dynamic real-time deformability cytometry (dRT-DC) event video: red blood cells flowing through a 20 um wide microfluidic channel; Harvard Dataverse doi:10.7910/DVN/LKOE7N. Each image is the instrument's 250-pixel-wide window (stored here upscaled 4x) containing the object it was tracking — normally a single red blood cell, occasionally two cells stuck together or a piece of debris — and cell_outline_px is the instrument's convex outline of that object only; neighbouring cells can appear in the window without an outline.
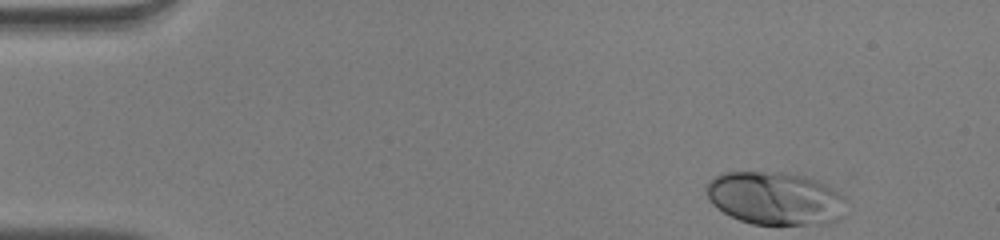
{"species": "human", "species_latin": "Homo sapiens", "temperature_condition": "warm", "stored_images_in_passage": 39, "camera_frame_rate_fps": 3000, "um_per_image_px": 0.085, "donor": {"sex": "male"}, "frame": {"image": 1, "passage_image": 1, "time_ms": 0.0, "image_size_px": [1000, 240], "cell_outline_px": [[844, 200], [840, 216], [836, 220], [828, 224], [752, 224], [740, 220], [716, 208], [712, 204], [704, 188], [704, 184], [708, 180], [724, 172], [784, 172], [808, 176], [832, 188], [844, 196]], "centroid_in_image_um": [65.83, 16.84], "position_along_channel_um": 19.2, "area_um2": 43.23}}
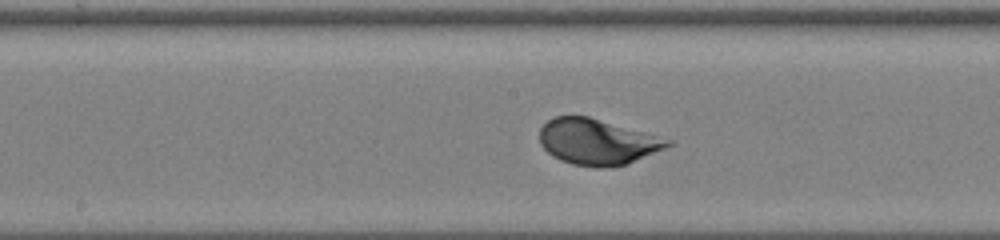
{"frame": {"image": 2, "passage_image": 22, "time_ms": 7.0, "image_size_px": [1000, 240], "cell_outline_px": [[676, 140], [672, 144], [664, 148], [624, 164], [600, 168], [572, 164], [560, 160], [552, 156], [540, 144], [540, 128], [548, 120], [556, 116], [588, 116]], "centroid_in_image_um": [50.76, 12.04], "position_along_channel_um": 197.4, "area_um2": 33.99}}
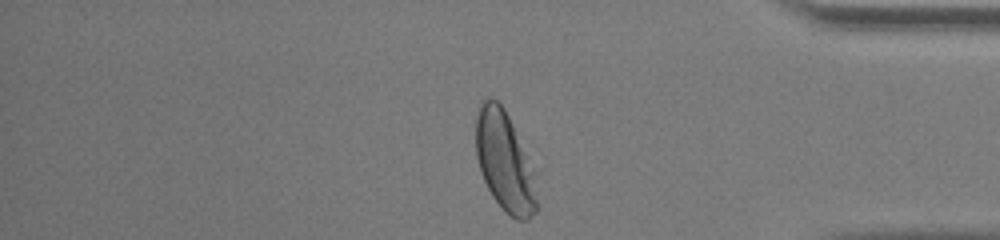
{"frame": {"image": 3, "passage_image": 38, "time_ms": 12.333, "image_size_px": [1000, 240], "cell_outline_px": [[536, 212], [528, 220], [516, 220], [492, 196], [480, 172], [476, 156], [476, 116], [480, 100], [484, 96], [488, 96], [496, 100], [504, 108], [536, 172]], "centroid_in_image_um": [42.89, 13.69], "position_along_channel_um": 392.3, "area_um2": 35.55}, "authors_computed_cell_mechanics": {"area_um2": 35.258, "velocity_mm_per_s": 4.0609, "shape_relaxation_time_tau1_ms": 1.9509, "shape_relaxation_time_tau2_ms": null, "deformation_change_tau1": 0.1664, "deformation_change_tau2": null}}